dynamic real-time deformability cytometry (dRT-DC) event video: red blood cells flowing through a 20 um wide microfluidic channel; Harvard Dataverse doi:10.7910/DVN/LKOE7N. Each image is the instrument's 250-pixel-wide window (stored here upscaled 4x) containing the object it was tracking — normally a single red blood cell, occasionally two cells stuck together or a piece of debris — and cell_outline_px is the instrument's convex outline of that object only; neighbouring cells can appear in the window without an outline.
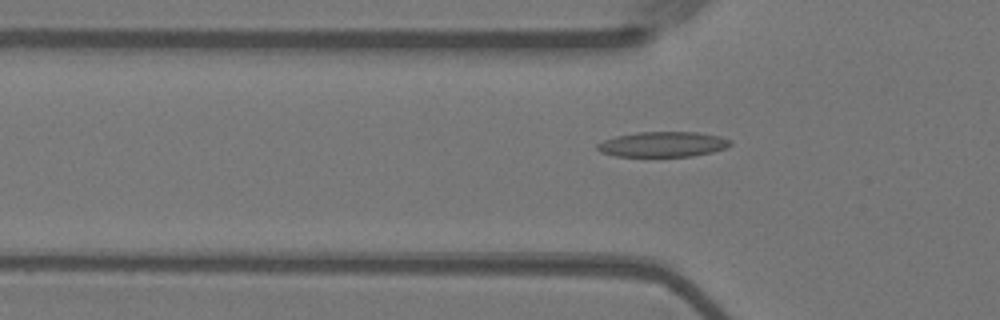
{"species": "Egyptian fruit bat (a non-hibernating species)", "species_latin": "Rousettus aegyptiacus", "temperature_condition": "warm", "stored_images_in_passage": 41, "camera_frame_rate_fps": 3000, "um_per_image_px": 0.085, "animal": {"sex": "female"}, "frame": {"image": 1, "passage_image": 3, "time_ms": 0.667, "image_size_px": [1000, 320], "cell_outline_px": [[732, 144], [728, 148], [712, 152], [692, 156], [616, 156], [600, 152], [596, 148], [596, 144], [604, 140], [616, 136], [636, 132], [696, 132], [720, 136], [732, 140]], "centroid_in_image_um": [56.37, 12.26], "position_along_channel_um": 69.4, "area_um2": 19.65}}
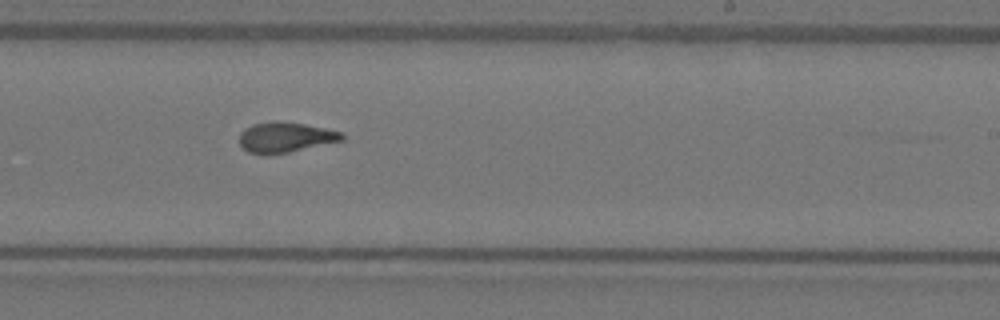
{"frame": {"image": 2, "passage_image": 19, "time_ms": 6.0, "image_size_px": [1000, 320], "cell_outline_px": [[344, 140], [288, 152], [264, 156], [248, 152], [240, 144], [240, 132], [244, 128], [252, 124], [272, 120], [276, 120], [304, 124], [344, 132]], "centroid_in_image_um": [24.23, 11.66], "position_along_channel_um": 264.8, "area_um2": 18.32}}
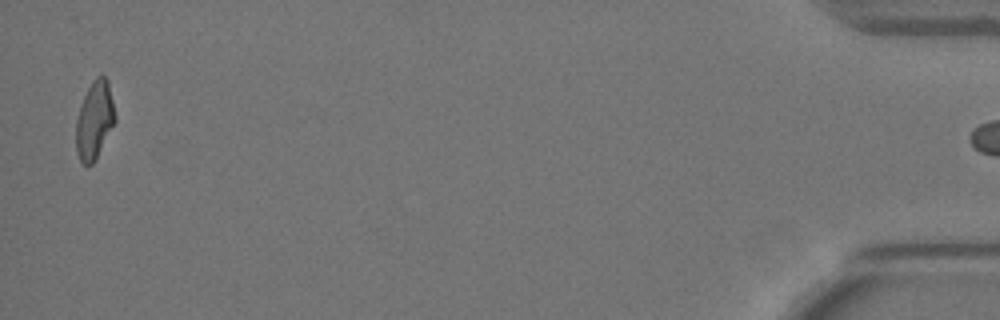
{"frame": {"image": 3, "passage_image": 40, "time_ms": 13.0, "image_size_px": [1000, 320], "cell_outline_px": [[116, 120], [92, 164], [84, 164], [80, 160], [76, 152], [76, 120], [84, 96], [92, 80], [96, 76], [104, 76], [108, 80], [116, 116]], "centroid_in_image_um": [8.03, 10.18], "position_along_channel_um": 427.2, "area_um2": 17.4}}